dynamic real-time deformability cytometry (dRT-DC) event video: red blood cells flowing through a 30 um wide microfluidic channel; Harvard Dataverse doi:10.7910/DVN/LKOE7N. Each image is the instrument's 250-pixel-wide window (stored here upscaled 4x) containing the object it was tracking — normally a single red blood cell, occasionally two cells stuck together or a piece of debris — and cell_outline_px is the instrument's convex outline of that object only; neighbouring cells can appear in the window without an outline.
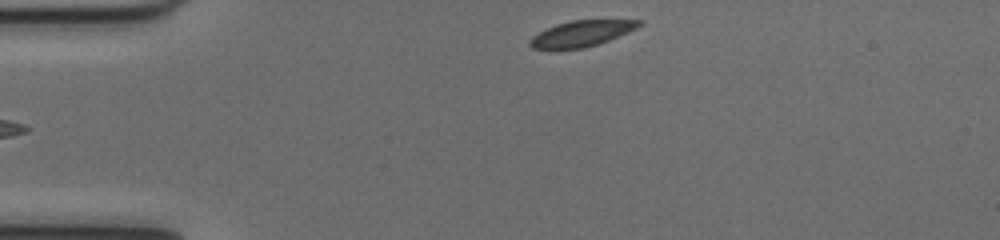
{"species": "common noctule bat (a hibernating species)", "species_latin": "Nyctalus noctula", "temperature_condition": "cold", "stored_images_in_passage": 32, "camera_frame_rate_fps": 3000, "um_per_image_px": 0.085, "animal": {"sex": "female", "body_mass_g": 17.0, "forearm_length_mm": 48.0}, "frame": {"image": 1, "passage_image": 1, "time_ms": 0.0, "image_size_px": [1000, 240], "cell_outline_px": [[640, 24], [636, 28], [608, 40], [596, 44], [580, 48], [532, 48], [528, 44], [528, 40], [532, 36], [556, 24], [572, 20], [640, 20]], "centroid_in_image_um": [49.38, 2.84], "position_along_channel_um": 35.6, "area_um2": 15.9}}
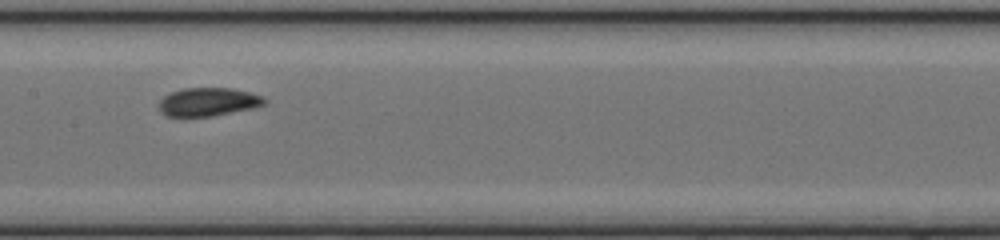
{"frame": {"image": 2, "passage_image": 16, "time_ms": 5.0, "image_size_px": [1000, 240], "cell_outline_px": [[268, 100], [264, 104], [252, 108], [212, 116], [168, 116], [160, 112], [160, 100], [164, 96], [172, 92], [184, 88], [232, 88], [248, 92], [260, 96]], "centroid_in_image_um": [17.69, 8.66], "position_along_channel_um": 189.7, "area_um2": 17.17}}
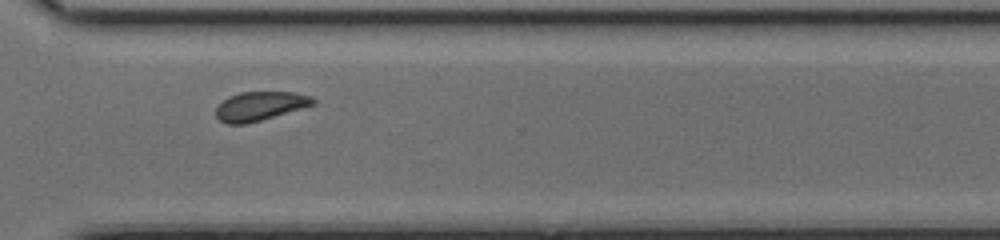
{"frame": {"image": 3, "passage_image": 28, "time_ms": 9.0, "image_size_px": [1000, 240], "cell_outline_px": [[316, 104], [260, 120], [244, 124], [224, 124], [216, 116], [216, 108], [228, 96], [240, 92], [292, 92], [312, 96], [316, 100]], "centroid_in_image_um": [22.1, 9.01], "position_along_channel_um": 348.5, "area_um2": 16.3}}